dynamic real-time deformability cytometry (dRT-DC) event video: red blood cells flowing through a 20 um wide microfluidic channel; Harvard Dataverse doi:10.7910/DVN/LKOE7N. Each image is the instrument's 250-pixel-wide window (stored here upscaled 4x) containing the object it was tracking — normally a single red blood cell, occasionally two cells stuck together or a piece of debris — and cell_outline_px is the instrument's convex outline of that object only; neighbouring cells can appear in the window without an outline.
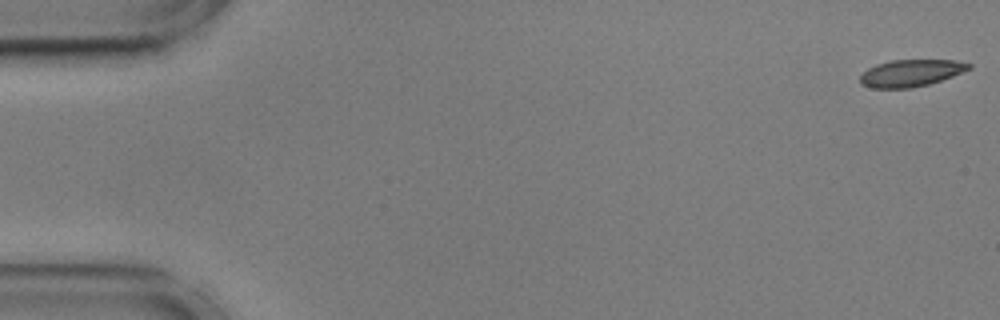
{"species": "common noctule bat (a hibernating species)", "species_latin": "Nyctalus noctula", "temperature_condition": "cold", "stored_images_in_passage": 22, "camera_frame_rate_fps": 3000, "um_per_image_px": 0.085, "animal": {"sex": "male", "body_mass_g": 17.9, "forearm_length_mm": 54.2}, "frame": {"image": 1, "passage_image": 1, "time_ms": 0.0, "image_size_px": [1000, 320], "cell_outline_px": [[972, 68], [952, 76], [928, 84], [912, 88], [872, 88], [860, 84], [860, 76], [868, 68], [876, 64], [892, 60], [956, 60], [972, 64]], "centroid_in_image_um": [77.42, 6.21], "position_along_channel_um": 7.6, "area_um2": 17.05}}
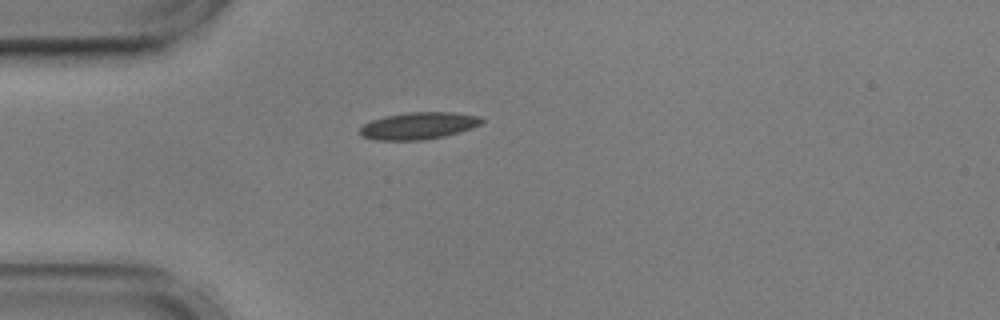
{"frame": {"image": 2, "passage_image": 15, "time_ms": 4.667, "image_size_px": [1000, 320], "cell_outline_px": [[484, 120], [480, 124], [472, 128], [460, 132], [444, 136], [420, 140], [376, 140], [360, 136], [360, 128], [364, 124], [372, 120], [384, 116], [408, 112], [456, 112], [480, 116]], "centroid_in_image_um": [35.58, 10.68], "position_along_channel_um": 49.4, "area_um2": 19.25}}